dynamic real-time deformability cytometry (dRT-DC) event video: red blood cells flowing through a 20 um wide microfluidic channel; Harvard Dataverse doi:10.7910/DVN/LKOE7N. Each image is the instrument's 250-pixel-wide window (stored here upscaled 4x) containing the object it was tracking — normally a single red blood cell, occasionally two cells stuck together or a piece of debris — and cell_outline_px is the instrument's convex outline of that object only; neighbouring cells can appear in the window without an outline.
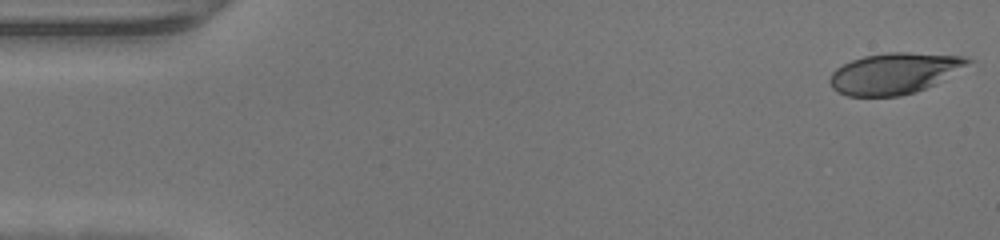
{"species": "human", "species_latin": "Homo sapiens", "temperature_condition": "warm", "stored_images_in_passage": 47, "camera_frame_rate_fps": 3000, "um_per_image_px": 0.085, "donor": {"sex": "male"}, "frame": {"image": 1, "passage_image": 1, "time_ms": 0.0, "image_size_px": [1000, 240], "cell_outline_px": [[976, 60], [936, 84], [916, 92], [900, 96], [848, 96], [836, 92], [832, 88], [828, 80], [832, 72], [836, 68], [852, 60], [864, 56], [888, 52], [908, 52], [964, 56]], "centroid_in_image_um": [76.03, 6.24], "position_along_channel_um": 9.0, "area_um2": 33.23}}
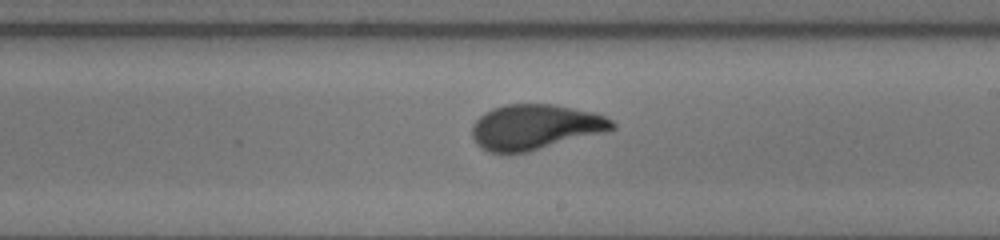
{"frame": {"image": 2, "passage_image": 27, "time_ms": 8.667, "image_size_px": [1000, 240], "cell_outline_px": [[616, 128], [604, 132], [528, 152], [488, 152], [480, 148], [476, 144], [472, 136], [472, 124], [484, 112], [492, 108], [504, 104], [552, 104], [596, 112], [612, 120], [616, 124]], "centroid_in_image_um": [45.47, 10.78], "position_along_channel_um": 243.5, "area_um2": 36.99}}
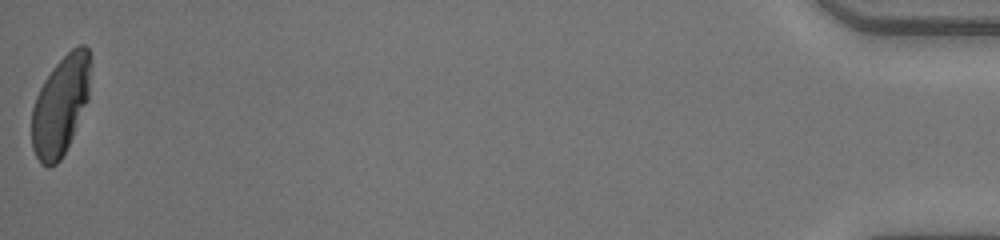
{"frame": {"image": 3, "passage_image": 47, "time_ms": 15.333, "image_size_px": [1000, 240], "cell_outline_px": [[92, 64], [88, 100], [72, 136], [60, 160], [56, 164], [48, 168], [40, 164], [32, 148], [32, 108], [36, 96], [44, 80], [52, 68], [72, 48], [80, 44], [84, 44], [88, 48], [92, 56]], "centroid_in_image_um": [5.17, 8.93], "position_along_channel_um": 430.0, "area_um2": 34.28}}